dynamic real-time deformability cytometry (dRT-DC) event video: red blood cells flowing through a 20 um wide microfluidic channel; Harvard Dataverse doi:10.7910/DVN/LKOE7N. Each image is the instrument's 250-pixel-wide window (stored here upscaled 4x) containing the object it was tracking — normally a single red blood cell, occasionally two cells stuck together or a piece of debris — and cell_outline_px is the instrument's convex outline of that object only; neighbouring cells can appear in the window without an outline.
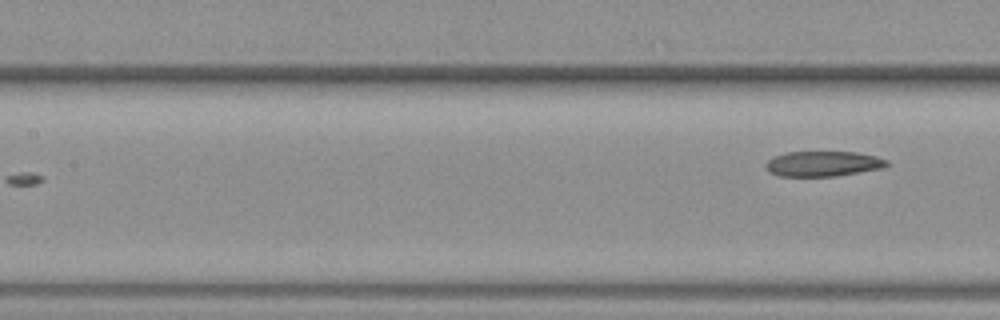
{"species": "common noctule bat (a hibernating species)", "species_latin": "Nyctalus noctula", "temperature_condition": "warm", "stored_images_in_passage": 6, "camera_frame_rate_fps": 3000, "um_per_image_px": 0.085, "animal": {"sex": "female", "body_mass_g": 19.3, "forearm_length_mm": 54.1}, "frame": {"image": 1, "passage_image": 6, "time_ms": 1.667, "image_size_px": [1000, 320], "cell_outline_px": [[888, 164], [884, 168], [836, 176], [776, 176], [768, 172], [764, 164], [772, 156], [788, 152], [856, 152], [876, 156], [888, 160]], "centroid_in_image_um": [69.93, 13.92], "position_along_channel_um": 137.5, "area_um2": 17.98}}